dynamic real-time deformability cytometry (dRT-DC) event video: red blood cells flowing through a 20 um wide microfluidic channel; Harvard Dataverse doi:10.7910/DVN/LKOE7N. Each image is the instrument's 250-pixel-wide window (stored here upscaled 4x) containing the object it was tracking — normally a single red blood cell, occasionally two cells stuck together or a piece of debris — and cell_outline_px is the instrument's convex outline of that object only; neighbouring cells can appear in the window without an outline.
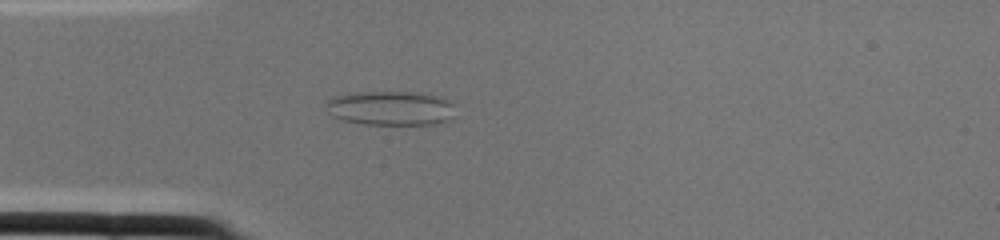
{"species": "common noctule bat (a hibernating species)", "species_latin": "Nyctalus noctula", "temperature_condition": "cold", "stored_images_in_passage": 1, "camera_frame_rate_fps": 3000, "um_per_image_px": 0.085, "animal": {"sex": "female", "body_mass_g": 22.0, "forearm_length_mm": 56.7}, "frame": {"image": 1, "passage_image": 1, "time_ms": 0.0, "image_size_px": [1000, 240], "cell_outline_px": [[456, 116], [452, 120], [436, 124], [364, 124], [340, 120], [332, 116], [328, 112], [324, 104], [332, 96], [352, 92], [408, 92], [440, 96], [456, 104]], "centroid_in_image_um": [33.24, 9.2], "position_along_channel_um": 51.8, "area_um2": 26.53}}